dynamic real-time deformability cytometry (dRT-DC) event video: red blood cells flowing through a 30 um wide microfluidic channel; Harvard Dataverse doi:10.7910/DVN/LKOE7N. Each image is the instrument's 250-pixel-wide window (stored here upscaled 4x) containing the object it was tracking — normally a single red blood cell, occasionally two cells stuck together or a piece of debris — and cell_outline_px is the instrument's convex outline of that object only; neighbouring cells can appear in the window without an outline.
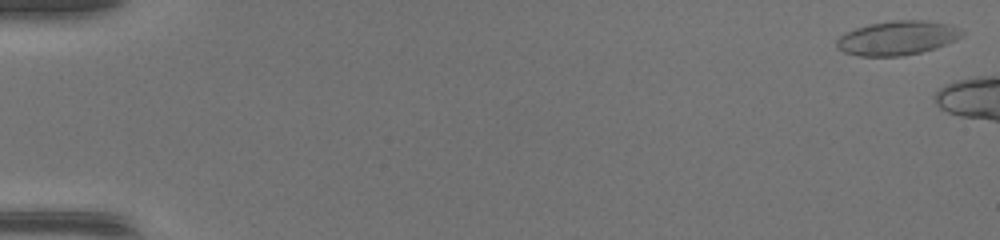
{"species": "common noctule bat (a hibernating species)", "species_latin": "Nyctalus noctula", "temperature_condition": "warm", "stored_images_in_passage": 7, "camera_frame_rate_fps": 3000, "um_per_image_px": 0.085, "animal": {"sex": "female", "body_mass_g": 17.0, "forearm_length_mm": 48.0}, "frame": {"image": 1, "passage_image": 1, "time_ms": 0.0, "image_size_px": [1000, 240], "cell_outline_px": [[964, 32], [956, 40], [936, 48], [920, 52], [900, 56], [860, 56], [844, 52], [836, 48], [836, 40], [840, 36], [856, 28], [872, 24], [896, 20], [920, 20], [944, 24], [956, 28]], "centroid_in_image_um": [76.23, 3.25], "position_along_channel_um": 8.8, "area_um2": 24.45}}